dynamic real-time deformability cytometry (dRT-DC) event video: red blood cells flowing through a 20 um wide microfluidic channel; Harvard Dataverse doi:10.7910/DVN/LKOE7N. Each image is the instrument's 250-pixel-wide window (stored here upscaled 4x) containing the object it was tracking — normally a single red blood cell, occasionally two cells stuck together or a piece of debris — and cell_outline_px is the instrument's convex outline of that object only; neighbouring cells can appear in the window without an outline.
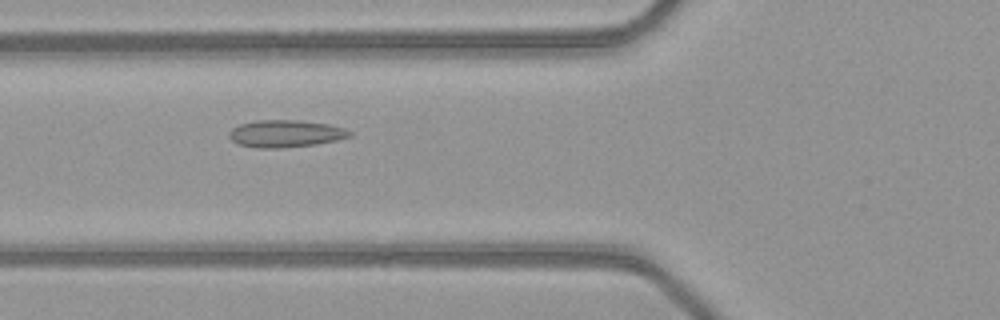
{"species": "common noctule bat (a hibernating species)", "species_latin": "Nyctalus noctula", "temperature_condition": "warm", "stored_images_in_passage": 41, "camera_frame_rate_fps": 3000, "um_per_image_px": 0.085, "animal": {"sex": "female", "body_mass_g": 21.9}, "frame": {"image": 1, "passage_image": 10, "time_ms": 3.0, "image_size_px": [1000, 320], "cell_outline_px": [[352, 136], [336, 140], [316, 144], [284, 148], [256, 148], [236, 144], [228, 136], [228, 132], [232, 128], [240, 124], [256, 120], [296, 120], [328, 124], [344, 128], [352, 132]], "centroid_in_image_um": [24.24, 11.36], "position_along_channel_um": 101.6, "area_um2": 19.25}}
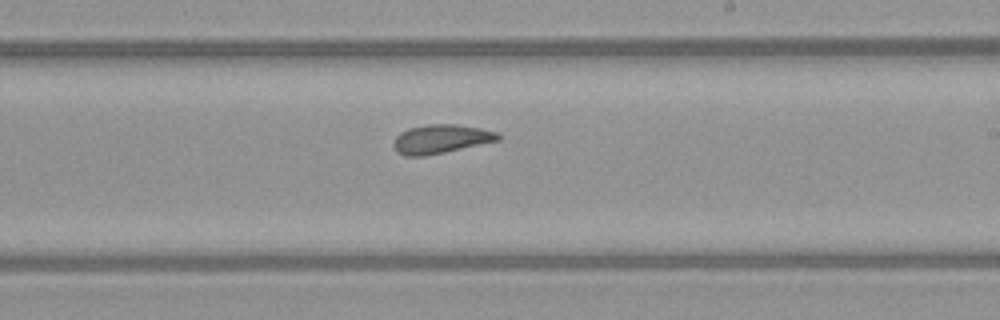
{"frame": {"image": 2, "passage_image": 21, "time_ms": 6.667, "image_size_px": [1000, 320], "cell_outline_px": [[500, 140], [444, 152], [424, 156], [404, 156], [396, 152], [392, 144], [396, 136], [400, 132], [408, 128], [428, 124], [456, 124], [480, 128], [496, 132], [500, 136]], "centroid_in_image_um": [37.43, 11.81], "position_along_channel_um": 251.6, "area_um2": 17.57}}
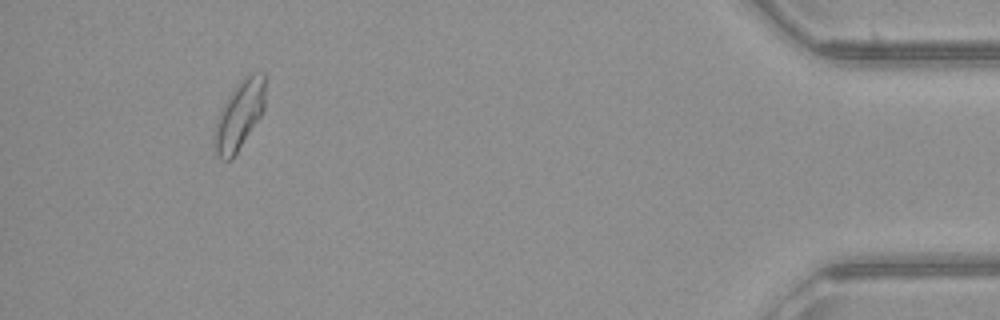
{"frame": {"image": 3, "passage_image": 38, "time_ms": 12.333, "image_size_px": [1000, 320], "cell_outline_px": [[264, 108], [260, 116], [232, 160], [220, 160], [212, 144], [216, 120], [228, 96], [236, 84], [248, 72], [264, 72]], "centroid_in_image_um": [20.32, 9.79], "position_along_channel_um": 414.9, "area_um2": 20.35}, "authors_computed_cell_mechanics": {"area_um2": 18.1492, "velocity_mm_per_s": 4.0758, "shape_relaxation_time_tau1_ms": null, "shape_relaxation_time_tau2_ms": 2.1321, "deformation_change_tau1": null, "deformation_change_tau2": 0.088}}